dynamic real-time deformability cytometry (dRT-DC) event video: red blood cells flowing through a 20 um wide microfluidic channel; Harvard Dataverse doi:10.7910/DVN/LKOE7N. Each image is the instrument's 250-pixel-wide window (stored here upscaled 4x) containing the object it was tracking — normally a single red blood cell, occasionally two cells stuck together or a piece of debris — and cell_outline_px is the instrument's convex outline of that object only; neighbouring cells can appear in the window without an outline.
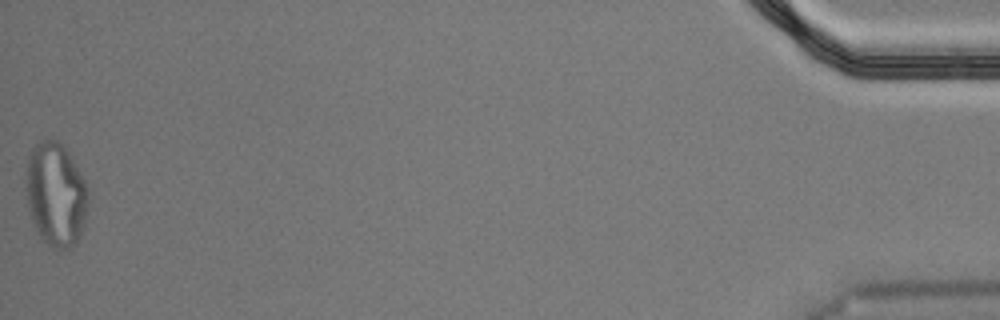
{"species": "Egyptian fruit bat (a non-hibernating species)", "species_latin": "Rousettus aegyptiacus", "temperature_condition": "cold", "stored_images_in_passage": 55, "segment_of_instrument_passage": [2, 2], "camera_frame_rate_fps": 3000, "um_per_image_px": 0.085, "animal": {"sex": "male"}, "frame": {"image": 1, "passage_image": 55, "time_ms": 18.0, "image_size_px": [1000, 320], "cell_outline_px": [[88, 204], [84, 224], [80, 236], [76, 244], [68, 248], [52, 248], [40, 236], [32, 220], [28, 208], [28, 156], [32, 148], [40, 140], [56, 140], [64, 144], [84, 180], [88, 188]], "centroid_in_image_um": [4.78, 16.52], "position_along_channel_um": 430.4, "area_um2": 37.17}}